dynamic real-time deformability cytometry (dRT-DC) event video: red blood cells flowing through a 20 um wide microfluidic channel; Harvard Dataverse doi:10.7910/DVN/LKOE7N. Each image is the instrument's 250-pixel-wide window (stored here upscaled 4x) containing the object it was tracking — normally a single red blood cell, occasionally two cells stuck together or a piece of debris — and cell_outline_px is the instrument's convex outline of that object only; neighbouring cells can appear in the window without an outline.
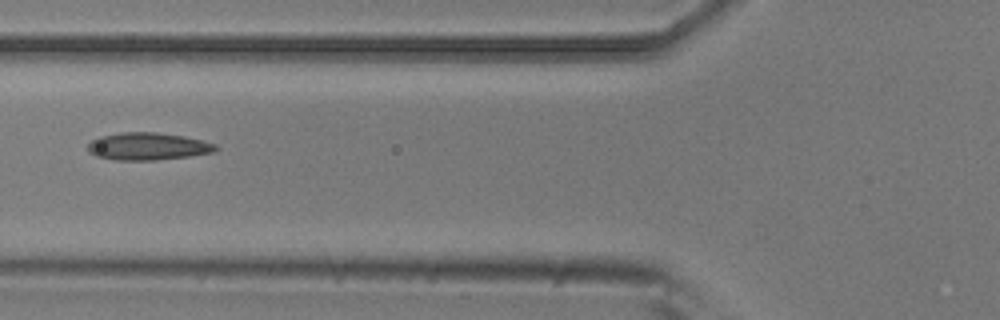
{"species": "common noctule bat (a hibernating species)", "species_latin": "Nyctalus noctula", "temperature_condition": "room temperature", "stored_images_in_passage": 7, "camera_frame_rate_fps": 3000, "um_per_image_px": 0.085, "animal": {"sex": "male", "body_mass_g": 20.5, "forearm_length_mm": 52.5}, "frame": {"image": 1, "passage_image": 6, "time_ms": 1.667, "image_size_px": [1000, 320], "cell_outline_px": [[220, 148], [216, 152], [188, 156], [156, 160], [116, 160], [96, 156], [88, 152], [88, 144], [92, 140], [100, 136], [120, 132], [156, 132], [184, 136], [216, 144]], "centroid_in_image_um": [12.57, 12.44], "position_along_channel_um": 113.2, "area_um2": 20.52}}
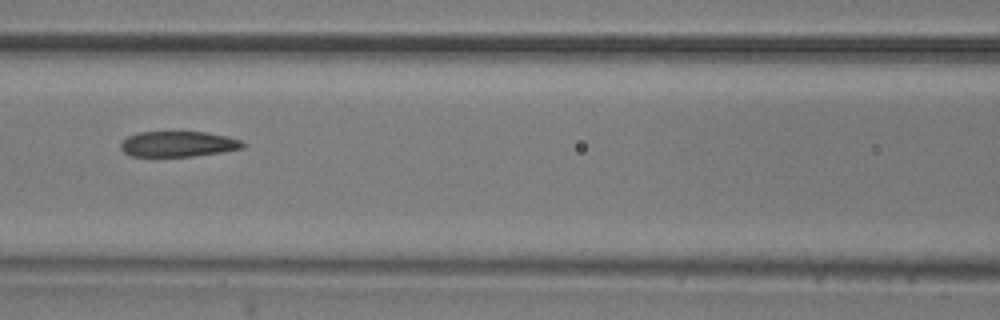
{"frame": {"image": 2, "passage_image": 7, "time_ms": 2.0, "image_size_px": [1000, 320], "cell_outline_px": [[248, 144], [244, 148], [220, 152], [192, 156], [132, 156], [124, 152], [120, 148], [120, 144], [128, 136], [140, 132], [208, 132], [228, 136], [240, 140]], "centroid_in_image_um": [15.18, 12.23], "position_along_channel_um": 151.4, "area_um2": 18.15}}